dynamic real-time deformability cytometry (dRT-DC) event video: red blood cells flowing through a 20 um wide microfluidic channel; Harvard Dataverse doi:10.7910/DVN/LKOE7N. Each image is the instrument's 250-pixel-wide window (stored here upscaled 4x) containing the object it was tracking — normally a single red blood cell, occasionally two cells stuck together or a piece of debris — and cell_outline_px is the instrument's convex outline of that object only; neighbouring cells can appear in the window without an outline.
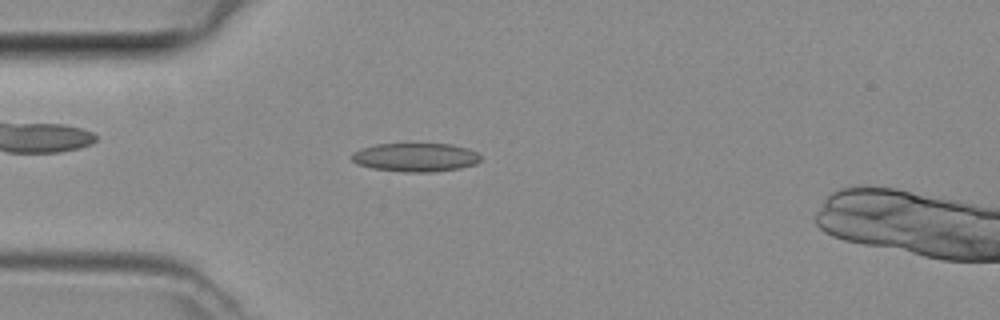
{"species": "common noctule bat (a hibernating species)", "species_latin": "Nyctalus noctula", "temperature_condition": "room temperature", "stored_images_in_passage": 35, "camera_frame_rate_fps": 3000, "um_per_image_px": 0.085, "animal": {"sex": "female", "body_mass_g": 29.2, "forearm_length_mm": 56.3}, "frame": {"image": 1, "passage_image": 7, "time_ms": 2.0, "image_size_px": [1000, 320], "cell_outline_px": [[480, 160], [476, 164], [460, 168], [432, 172], [404, 172], [372, 168], [356, 164], [352, 160], [352, 152], [360, 148], [376, 144], [452, 144], [468, 148], [476, 152], [480, 156]], "centroid_in_image_um": [35.3, 13.37], "position_along_channel_um": 49.7, "area_um2": 21.62}}
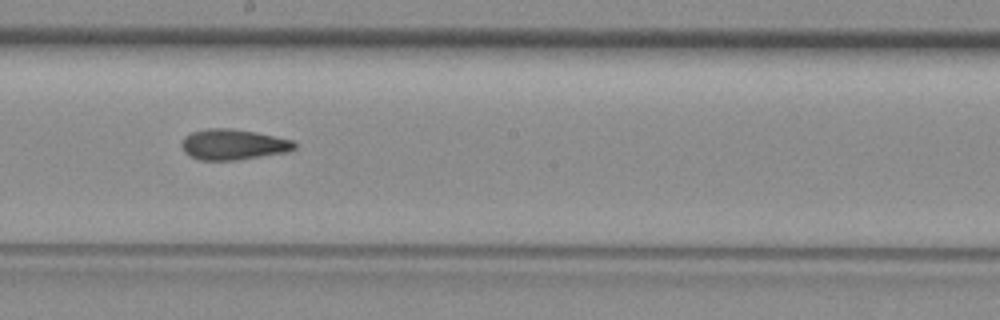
{"frame": {"image": 2, "passage_image": 20, "time_ms": 6.333, "image_size_px": [1000, 320], "cell_outline_px": [[296, 148], [288, 152], [236, 160], [200, 160], [188, 156], [184, 152], [180, 144], [184, 136], [192, 132], [208, 128], [232, 128], [256, 132], [292, 140], [296, 144]], "centroid_in_image_um": [19.79, 12.28], "position_along_channel_um": 228.4, "area_um2": 20.29}}
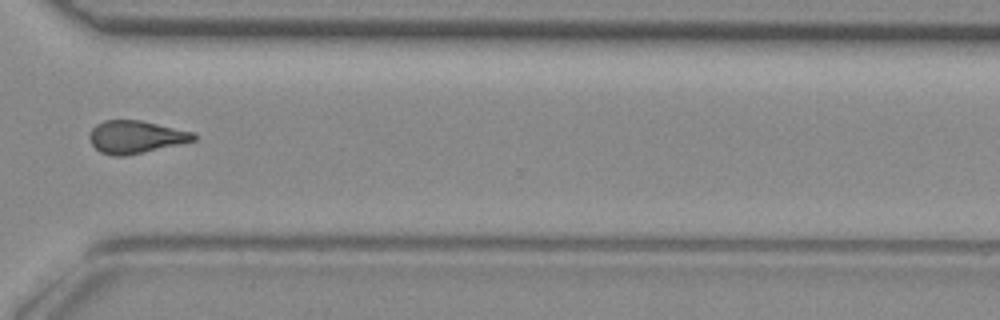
{"frame": {"image": 3, "passage_image": 29, "time_ms": 9.333, "image_size_px": [1000, 320], "cell_outline_px": [[196, 140], [124, 156], [112, 156], [100, 152], [92, 144], [88, 136], [92, 128], [96, 124], [104, 120], [140, 120], [192, 132], [196, 136]], "centroid_in_image_um": [11.48, 11.63], "position_along_channel_um": 359.1, "area_um2": 19.54}}